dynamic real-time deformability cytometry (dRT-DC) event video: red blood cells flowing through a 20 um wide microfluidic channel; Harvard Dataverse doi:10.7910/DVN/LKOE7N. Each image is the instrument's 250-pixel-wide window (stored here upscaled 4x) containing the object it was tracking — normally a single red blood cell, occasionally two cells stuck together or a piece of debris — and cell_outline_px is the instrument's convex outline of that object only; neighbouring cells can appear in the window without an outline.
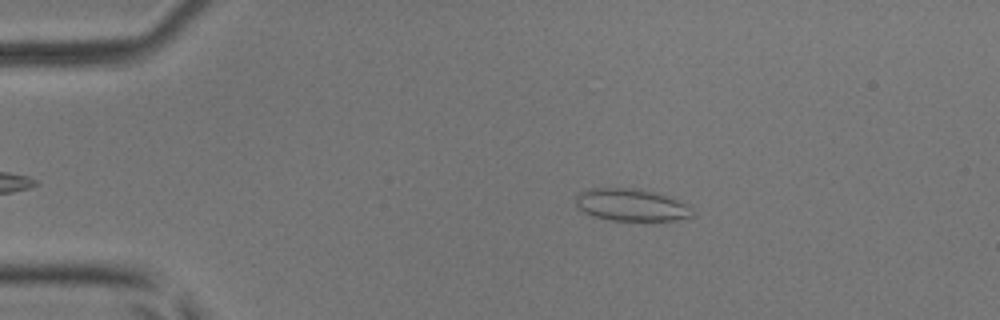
{"species": "common noctule bat (a hibernating species)", "species_latin": "Nyctalus noctula", "temperature_condition": "room temperature", "stored_images_in_passage": 46, "camera_frame_rate_fps": 3000, "um_per_image_px": 0.085, "animal": {"sex": "male", "body_mass_g": 17.9, "forearm_length_mm": 54.2}, "frame": {"image": 1, "passage_image": 5, "time_ms": 1.333, "image_size_px": [1000, 320], "cell_outline_px": [[692, 216], [676, 220], [644, 224], [612, 220], [596, 216], [584, 212], [576, 204], [576, 196], [584, 188], [632, 188], [652, 192], [676, 200], [692, 208]], "centroid_in_image_um": [53.65, 17.47], "position_along_channel_um": 31.3, "area_um2": 22.31}}
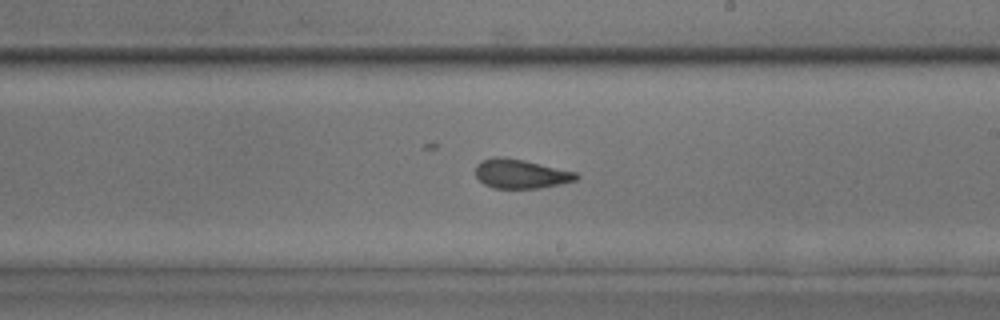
{"frame": {"image": 2, "passage_image": 25, "time_ms": 8.0, "image_size_px": [1000, 320], "cell_outline_px": [[580, 176], [576, 180], [560, 184], [540, 188], [492, 188], [484, 184], [476, 176], [476, 164], [480, 160], [496, 156], [504, 156], [524, 160], [576, 172]], "centroid_in_image_um": [44.24, 14.76], "position_along_channel_um": 244.8, "area_um2": 17.22}}
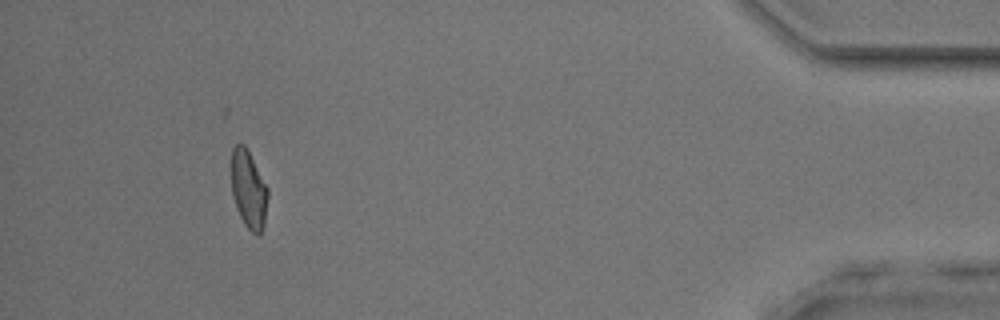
{"frame": {"image": 3, "passage_image": 42, "time_ms": 13.667, "image_size_px": [1000, 320], "cell_outline_px": [[268, 196], [264, 224], [260, 236], [256, 236], [244, 224], [240, 216], [232, 192], [232, 148], [236, 144], [244, 144], [268, 188]], "centroid_in_image_um": [21.15, 16.14], "position_along_channel_um": 414.1, "area_um2": 16.3}, "authors_computed_cell_mechanics": {"area_um2": 17.4267, "velocity_mm_per_s": 4.0771, "shape_relaxation_time_tau1_ms": null, "shape_relaxation_time_tau2_ms": 1.2488, "deformation_change_tau1": null, "deformation_change_tau2": 0.072}}